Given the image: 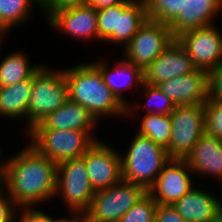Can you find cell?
Returning <instances> with one entry per match:
<instances>
[{"label": "cell", "instance_id": "cell-1", "mask_svg": "<svg viewBox=\"0 0 222 222\" xmlns=\"http://www.w3.org/2000/svg\"><path fill=\"white\" fill-rule=\"evenodd\" d=\"M12 156L7 159L1 187L19 209L36 208L55 198L57 164L54 161L30 144Z\"/></svg>", "mask_w": 222, "mask_h": 222}, {"label": "cell", "instance_id": "cell-2", "mask_svg": "<svg viewBox=\"0 0 222 222\" xmlns=\"http://www.w3.org/2000/svg\"><path fill=\"white\" fill-rule=\"evenodd\" d=\"M64 75L69 100L82 105L97 121L107 116H127V107L105 84L99 69L92 62L64 69Z\"/></svg>", "mask_w": 222, "mask_h": 222}, {"label": "cell", "instance_id": "cell-3", "mask_svg": "<svg viewBox=\"0 0 222 222\" xmlns=\"http://www.w3.org/2000/svg\"><path fill=\"white\" fill-rule=\"evenodd\" d=\"M135 134L127 153L121 154L122 179L148 191L170 158L165 148L144 135Z\"/></svg>", "mask_w": 222, "mask_h": 222}, {"label": "cell", "instance_id": "cell-4", "mask_svg": "<svg viewBox=\"0 0 222 222\" xmlns=\"http://www.w3.org/2000/svg\"><path fill=\"white\" fill-rule=\"evenodd\" d=\"M43 65L33 74L25 130L27 132L69 99L64 70L48 69V66Z\"/></svg>", "mask_w": 222, "mask_h": 222}, {"label": "cell", "instance_id": "cell-5", "mask_svg": "<svg viewBox=\"0 0 222 222\" xmlns=\"http://www.w3.org/2000/svg\"><path fill=\"white\" fill-rule=\"evenodd\" d=\"M30 145L56 164L82 157L98 140L93 131L80 130H29Z\"/></svg>", "mask_w": 222, "mask_h": 222}, {"label": "cell", "instance_id": "cell-6", "mask_svg": "<svg viewBox=\"0 0 222 222\" xmlns=\"http://www.w3.org/2000/svg\"><path fill=\"white\" fill-rule=\"evenodd\" d=\"M146 193L143 186L122 179L96 191L85 215L95 222H118Z\"/></svg>", "mask_w": 222, "mask_h": 222}, {"label": "cell", "instance_id": "cell-7", "mask_svg": "<svg viewBox=\"0 0 222 222\" xmlns=\"http://www.w3.org/2000/svg\"><path fill=\"white\" fill-rule=\"evenodd\" d=\"M95 191L91 186L83 157L62 161L57 164L55 196L61 197L69 211L85 212Z\"/></svg>", "mask_w": 222, "mask_h": 222}, {"label": "cell", "instance_id": "cell-8", "mask_svg": "<svg viewBox=\"0 0 222 222\" xmlns=\"http://www.w3.org/2000/svg\"><path fill=\"white\" fill-rule=\"evenodd\" d=\"M170 117L172 132L167 154L169 158L186 159L205 133L204 104L176 106Z\"/></svg>", "mask_w": 222, "mask_h": 222}, {"label": "cell", "instance_id": "cell-9", "mask_svg": "<svg viewBox=\"0 0 222 222\" xmlns=\"http://www.w3.org/2000/svg\"><path fill=\"white\" fill-rule=\"evenodd\" d=\"M213 24L184 31L175 39L188 53L195 67L207 73L222 64V31Z\"/></svg>", "mask_w": 222, "mask_h": 222}, {"label": "cell", "instance_id": "cell-10", "mask_svg": "<svg viewBox=\"0 0 222 222\" xmlns=\"http://www.w3.org/2000/svg\"><path fill=\"white\" fill-rule=\"evenodd\" d=\"M174 39L167 24L148 20L123 48L124 59L144 71Z\"/></svg>", "mask_w": 222, "mask_h": 222}, {"label": "cell", "instance_id": "cell-11", "mask_svg": "<svg viewBox=\"0 0 222 222\" xmlns=\"http://www.w3.org/2000/svg\"><path fill=\"white\" fill-rule=\"evenodd\" d=\"M191 173L185 159L170 158L147 192L157 205H173L194 187Z\"/></svg>", "mask_w": 222, "mask_h": 222}, {"label": "cell", "instance_id": "cell-12", "mask_svg": "<svg viewBox=\"0 0 222 222\" xmlns=\"http://www.w3.org/2000/svg\"><path fill=\"white\" fill-rule=\"evenodd\" d=\"M82 157L95 192L122 180L121 153L111 145L97 140Z\"/></svg>", "mask_w": 222, "mask_h": 222}, {"label": "cell", "instance_id": "cell-13", "mask_svg": "<svg viewBox=\"0 0 222 222\" xmlns=\"http://www.w3.org/2000/svg\"><path fill=\"white\" fill-rule=\"evenodd\" d=\"M118 61L114 64V67H110L107 62L101 58L97 62H93V64L99 69L101 75L103 76V80L105 84L110 88L116 98L127 107V117L130 118L137 112V107L130 105L131 103L127 102L122 91H127L129 89H133V87L142 88L144 83V75L143 70L140 67H137L135 64L130 63L125 60ZM136 107V108H134Z\"/></svg>", "mask_w": 222, "mask_h": 222}, {"label": "cell", "instance_id": "cell-14", "mask_svg": "<svg viewBox=\"0 0 222 222\" xmlns=\"http://www.w3.org/2000/svg\"><path fill=\"white\" fill-rule=\"evenodd\" d=\"M196 69L188 53L174 39L143 71L144 83L158 85L163 81L188 74Z\"/></svg>", "mask_w": 222, "mask_h": 222}, {"label": "cell", "instance_id": "cell-15", "mask_svg": "<svg viewBox=\"0 0 222 222\" xmlns=\"http://www.w3.org/2000/svg\"><path fill=\"white\" fill-rule=\"evenodd\" d=\"M176 106L205 104L208 99V73L196 69L157 85Z\"/></svg>", "mask_w": 222, "mask_h": 222}, {"label": "cell", "instance_id": "cell-16", "mask_svg": "<svg viewBox=\"0 0 222 222\" xmlns=\"http://www.w3.org/2000/svg\"><path fill=\"white\" fill-rule=\"evenodd\" d=\"M54 30L64 31L65 34L80 40H99L96 9L89 4L55 13L47 20Z\"/></svg>", "mask_w": 222, "mask_h": 222}, {"label": "cell", "instance_id": "cell-17", "mask_svg": "<svg viewBox=\"0 0 222 222\" xmlns=\"http://www.w3.org/2000/svg\"><path fill=\"white\" fill-rule=\"evenodd\" d=\"M173 207L185 222H212L222 210V202L208 190L193 187Z\"/></svg>", "mask_w": 222, "mask_h": 222}, {"label": "cell", "instance_id": "cell-18", "mask_svg": "<svg viewBox=\"0 0 222 222\" xmlns=\"http://www.w3.org/2000/svg\"><path fill=\"white\" fill-rule=\"evenodd\" d=\"M190 170L222 180V140L204 133L185 159Z\"/></svg>", "mask_w": 222, "mask_h": 222}, {"label": "cell", "instance_id": "cell-19", "mask_svg": "<svg viewBox=\"0 0 222 222\" xmlns=\"http://www.w3.org/2000/svg\"><path fill=\"white\" fill-rule=\"evenodd\" d=\"M98 121L79 103L67 100L31 130H80L94 131Z\"/></svg>", "mask_w": 222, "mask_h": 222}, {"label": "cell", "instance_id": "cell-20", "mask_svg": "<svg viewBox=\"0 0 222 222\" xmlns=\"http://www.w3.org/2000/svg\"><path fill=\"white\" fill-rule=\"evenodd\" d=\"M221 9L222 0H185L184 12H180L168 26L176 37L190 29L213 25V18Z\"/></svg>", "mask_w": 222, "mask_h": 222}, {"label": "cell", "instance_id": "cell-21", "mask_svg": "<svg viewBox=\"0 0 222 222\" xmlns=\"http://www.w3.org/2000/svg\"><path fill=\"white\" fill-rule=\"evenodd\" d=\"M33 75L11 86L0 87V116L11 120L24 118L27 129V111L32 92Z\"/></svg>", "mask_w": 222, "mask_h": 222}, {"label": "cell", "instance_id": "cell-22", "mask_svg": "<svg viewBox=\"0 0 222 222\" xmlns=\"http://www.w3.org/2000/svg\"><path fill=\"white\" fill-rule=\"evenodd\" d=\"M147 21L143 0H123L122 13H118L117 45L125 47Z\"/></svg>", "mask_w": 222, "mask_h": 222}, {"label": "cell", "instance_id": "cell-23", "mask_svg": "<svg viewBox=\"0 0 222 222\" xmlns=\"http://www.w3.org/2000/svg\"><path fill=\"white\" fill-rule=\"evenodd\" d=\"M20 50L6 55L0 61V87L11 86L30 78L42 64L31 65L28 56Z\"/></svg>", "mask_w": 222, "mask_h": 222}, {"label": "cell", "instance_id": "cell-24", "mask_svg": "<svg viewBox=\"0 0 222 222\" xmlns=\"http://www.w3.org/2000/svg\"><path fill=\"white\" fill-rule=\"evenodd\" d=\"M40 8L39 0H0V32L4 35L13 27L27 22L31 7Z\"/></svg>", "mask_w": 222, "mask_h": 222}, {"label": "cell", "instance_id": "cell-25", "mask_svg": "<svg viewBox=\"0 0 222 222\" xmlns=\"http://www.w3.org/2000/svg\"><path fill=\"white\" fill-rule=\"evenodd\" d=\"M140 122L137 133L150 138L165 149L168 148L172 132L170 115L145 114Z\"/></svg>", "mask_w": 222, "mask_h": 222}, {"label": "cell", "instance_id": "cell-26", "mask_svg": "<svg viewBox=\"0 0 222 222\" xmlns=\"http://www.w3.org/2000/svg\"><path fill=\"white\" fill-rule=\"evenodd\" d=\"M148 20L169 25L184 12L185 0H143Z\"/></svg>", "mask_w": 222, "mask_h": 222}, {"label": "cell", "instance_id": "cell-27", "mask_svg": "<svg viewBox=\"0 0 222 222\" xmlns=\"http://www.w3.org/2000/svg\"><path fill=\"white\" fill-rule=\"evenodd\" d=\"M99 40L117 45L118 13H122V2L116 5L96 10Z\"/></svg>", "mask_w": 222, "mask_h": 222}, {"label": "cell", "instance_id": "cell-28", "mask_svg": "<svg viewBox=\"0 0 222 222\" xmlns=\"http://www.w3.org/2000/svg\"><path fill=\"white\" fill-rule=\"evenodd\" d=\"M142 90L143 97L146 98L142 108L146 114L170 115L174 111L175 103L163 94L157 85L143 83Z\"/></svg>", "mask_w": 222, "mask_h": 222}, {"label": "cell", "instance_id": "cell-29", "mask_svg": "<svg viewBox=\"0 0 222 222\" xmlns=\"http://www.w3.org/2000/svg\"><path fill=\"white\" fill-rule=\"evenodd\" d=\"M157 203L147 192L118 222H155Z\"/></svg>", "mask_w": 222, "mask_h": 222}, {"label": "cell", "instance_id": "cell-30", "mask_svg": "<svg viewBox=\"0 0 222 222\" xmlns=\"http://www.w3.org/2000/svg\"><path fill=\"white\" fill-rule=\"evenodd\" d=\"M204 112L205 133L222 140V100H207Z\"/></svg>", "mask_w": 222, "mask_h": 222}, {"label": "cell", "instance_id": "cell-31", "mask_svg": "<svg viewBox=\"0 0 222 222\" xmlns=\"http://www.w3.org/2000/svg\"><path fill=\"white\" fill-rule=\"evenodd\" d=\"M87 0H42L40 9L42 14L46 15V19H50L55 13L74 9L81 4H85Z\"/></svg>", "mask_w": 222, "mask_h": 222}, {"label": "cell", "instance_id": "cell-32", "mask_svg": "<svg viewBox=\"0 0 222 222\" xmlns=\"http://www.w3.org/2000/svg\"><path fill=\"white\" fill-rule=\"evenodd\" d=\"M7 195V196H6ZM19 208L14 204L8 194L0 188V222H16Z\"/></svg>", "mask_w": 222, "mask_h": 222}, {"label": "cell", "instance_id": "cell-33", "mask_svg": "<svg viewBox=\"0 0 222 222\" xmlns=\"http://www.w3.org/2000/svg\"><path fill=\"white\" fill-rule=\"evenodd\" d=\"M207 100H222V64L208 73Z\"/></svg>", "mask_w": 222, "mask_h": 222}, {"label": "cell", "instance_id": "cell-34", "mask_svg": "<svg viewBox=\"0 0 222 222\" xmlns=\"http://www.w3.org/2000/svg\"><path fill=\"white\" fill-rule=\"evenodd\" d=\"M19 212H21L18 214L20 222H54V218L47 212L44 213L45 211L40 210V208L38 210L35 207L21 208Z\"/></svg>", "mask_w": 222, "mask_h": 222}, {"label": "cell", "instance_id": "cell-35", "mask_svg": "<svg viewBox=\"0 0 222 222\" xmlns=\"http://www.w3.org/2000/svg\"><path fill=\"white\" fill-rule=\"evenodd\" d=\"M155 222H185L173 205H157Z\"/></svg>", "mask_w": 222, "mask_h": 222}, {"label": "cell", "instance_id": "cell-36", "mask_svg": "<svg viewBox=\"0 0 222 222\" xmlns=\"http://www.w3.org/2000/svg\"><path fill=\"white\" fill-rule=\"evenodd\" d=\"M123 0H87L86 3L94 7L96 10L110 7L121 3Z\"/></svg>", "mask_w": 222, "mask_h": 222}, {"label": "cell", "instance_id": "cell-37", "mask_svg": "<svg viewBox=\"0 0 222 222\" xmlns=\"http://www.w3.org/2000/svg\"><path fill=\"white\" fill-rule=\"evenodd\" d=\"M67 211L70 212L73 216L71 215L70 218H54V222H80V220L85 216V212L82 211Z\"/></svg>", "mask_w": 222, "mask_h": 222}, {"label": "cell", "instance_id": "cell-38", "mask_svg": "<svg viewBox=\"0 0 222 222\" xmlns=\"http://www.w3.org/2000/svg\"><path fill=\"white\" fill-rule=\"evenodd\" d=\"M2 151L0 150V177L3 179L5 175L6 165H7V159H3ZM3 159V160H2ZM2 160V161H1ZM3 162V163H2Z\"/></svg>", "mask_w": 222, "mask_h": 222}, {"label": "cell", "instance_id": "cell-39", "mask_svg": "<svg viewBox=\"0 0 222 222\" xmlns=\"http://www.w3.org/2000/svg\"><path fill=\"white\" fill-rule=\"evenodd\" d=\"M212 222H222V210L217 214L216 218Z\"/></svg>", "mask_w": 222, "mask_h": 222}, {"label": "cell", "instance_id": "cell-40", "mask_svg": "<svg viewBox=\"0 0 222 222\" xmlns=\"http://www.w3.org/2000/svg\"><path fill=\"white\" fill-rule=\"evenodd\" d=\"M80 222H95L89 219L86 215L80 220Z\"/></svg>", "mask_w": 222, "mask_h": 222}, {"label": "cell", "instance_id": "cell-41", "mask_svg": "<svg viewBox=\"0 0 222 222\" xmlns=\"http://www.w3.org/2000/svg\"><path fill=\"white\" fill-rule=\"evenodd\" d=\"M4 36H5V35H4L2 32H0V46H1V47H0V50H1V48H2V45H1V44H2L1 42H3L2 39L5 38Z\"/></svg>", "mask_w": 222, "mask_h": 222}, {"label": "cell", "instance_id": "cell-42", "mask_svg": "<svg viewBox=\"0 0 222 222\" xmlns=\"http://www.w3.org/2000/svg\"><path fill=\"white\" fill-rule=\"evenodd\" d=\"M1 186H2V178L0 177V188H1Z\"/></svg>", "mask_w": 222, "mask_h": 222}]
</instances>
